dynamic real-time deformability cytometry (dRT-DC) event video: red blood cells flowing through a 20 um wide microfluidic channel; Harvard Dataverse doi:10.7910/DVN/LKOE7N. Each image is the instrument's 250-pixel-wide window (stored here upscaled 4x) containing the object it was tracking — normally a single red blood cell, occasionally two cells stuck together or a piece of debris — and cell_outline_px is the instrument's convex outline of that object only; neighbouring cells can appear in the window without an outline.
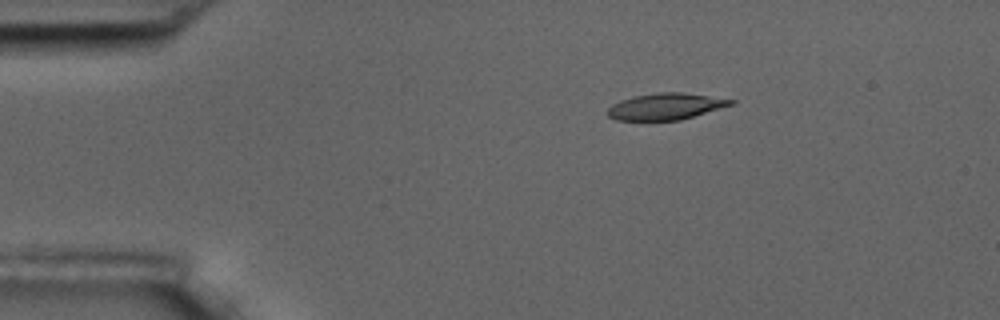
{"species": "common noctule bat (a hibernating species)", "species_latin": "Nyctalus noctula", "temperature_condition": "room temperature", "stored_images_in_passage": 4, "camera_frame_rate_fps": 3000, "um_per_image_px": 0.085, "animal": {"sex": "male", "body_mass_g": 17.5, "forearm_length_mm": 52.3}, "frame": {"image": 1, "passage_image": 2, "time_ms": 1.333, "image_size_px": [1000, 320], "cell_outline_px": [[736, 104], [680, 120], [616, 120], [608, 116], [608, 108], [612, 104], [620, 100], [632, 96], [660, 92], [680, 92], [736, 100]], "centroid_in_image_um": [56.59, 9.04], "position_along_channel_um": 28.4, "area_um2": 19.02}}